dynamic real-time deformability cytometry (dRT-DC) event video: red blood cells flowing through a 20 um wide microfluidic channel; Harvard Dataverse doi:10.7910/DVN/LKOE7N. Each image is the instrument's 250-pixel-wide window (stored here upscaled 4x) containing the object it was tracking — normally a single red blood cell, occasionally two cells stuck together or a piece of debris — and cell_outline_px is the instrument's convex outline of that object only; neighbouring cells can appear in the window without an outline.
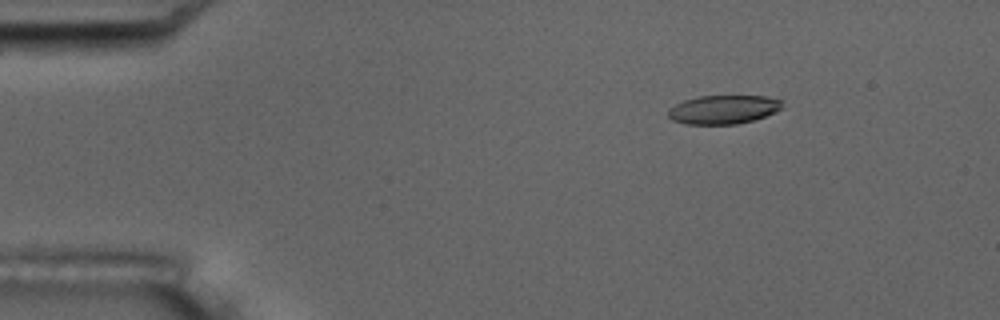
{"species": "common noctule bat (a hibernating species)", "species_latin": "Nyctalus noctula", "temperature_condition": "room temperature", "stored_images_in_passage": 7, "camera_frame_rate_fps": 3000, "um_per_image_px": 0.085, "animal": {"sex": "male", "body_mass_g": 17.5, "forearm_length_mm": 52.3}, "frame": {"image": 1, "passage_image": 3, "time_ms": 2.333, "image_size_px": [1000, 320], "cell_outline_px": [[784, 108], [776, 112], [752, 120], [736, 124], [684, 124], [672, 120], [668, 116], [668, 108], [684, 100], [700, 96], [764, 96], [780, 100]], "centroid_in_image_um": [61.47, 9.31], "position_along_channel_um": 23.5, "area_um2": 19.07}}